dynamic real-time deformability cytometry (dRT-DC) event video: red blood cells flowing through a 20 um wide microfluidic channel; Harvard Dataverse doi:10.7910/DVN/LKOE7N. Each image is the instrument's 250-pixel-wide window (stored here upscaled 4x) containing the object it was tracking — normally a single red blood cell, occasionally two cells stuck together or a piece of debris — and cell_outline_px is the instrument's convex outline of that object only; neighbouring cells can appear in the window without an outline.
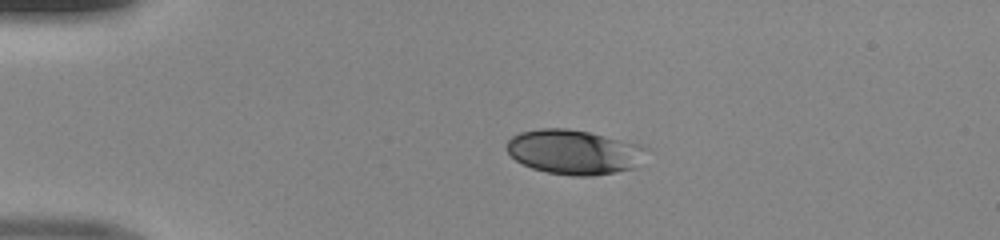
{"species": "human", "species_latin": "Homo sapiens", "temperature_condition": "room temperature", "stored_images_in_passage": 39, "camera_frame_rate_fps": 3000, "um_per_image_px": 0.085, "donor": {"sex": "male"}, "frame": {"image": 1, "passage_image": 1, "time_ms": 0.0, "image_size_px": [1000, 240], "cell_outline_px": [[648, 148], [636, 168], [592, 176], [572, 176], [548, 172], [532, 168], [516, 160], [508, 152], [508, 140], [512, 136], [520, 132], [540, 128], [568, 128], [588, 132], [640, 144]], "centroid_in_image_um": [48.81, 12.92], "position_along_channel_um": 36.2, "area_um2": 36.13}}
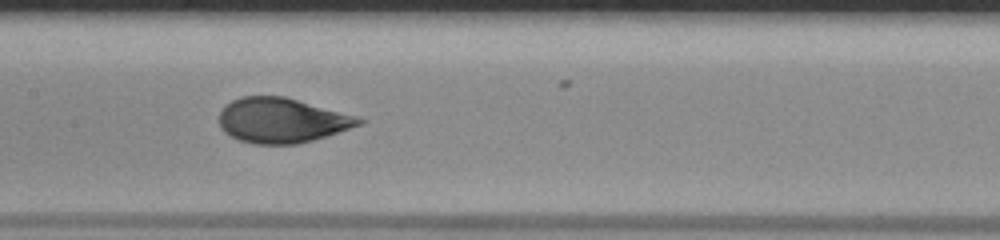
{"frame": {"image": 2, "passage_image": 15, "time_ms": 4.667, "image_size_px": [1000, 240], "cell_outline_px": [[368, 120], [364, 124], [312, 140], [296, 144], [252, 144], [240, 140], [224, 132], [220, 128], [220, 112], [232, 100], [244, 96], [284, 96], [356, 116]], "centroid_in_image_um": [23.97, 10.24], "position_along_channel_um": 183.4, "area_um2": 36.3}}
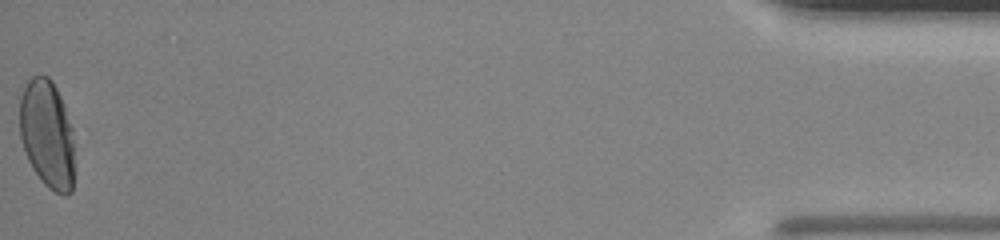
{"frame": {"image": 3, "passage_image": 39, "time_ms": 12.667, "image_size_px": [1000, 240], "cell_outline_px": [[72, 192], [68, 196], [64, 196], [48, 188], [44, 184], [32, 168], [28, 160], [20, 136], [20, 96], [28, 80], [32, 76], [48, 76], [52, 80], [64, 104], [72, 128]], "centroid_in_image_um": [3.99, 11.4], "position_along_channel_um": 431.2, "area_um2": 34.33}}